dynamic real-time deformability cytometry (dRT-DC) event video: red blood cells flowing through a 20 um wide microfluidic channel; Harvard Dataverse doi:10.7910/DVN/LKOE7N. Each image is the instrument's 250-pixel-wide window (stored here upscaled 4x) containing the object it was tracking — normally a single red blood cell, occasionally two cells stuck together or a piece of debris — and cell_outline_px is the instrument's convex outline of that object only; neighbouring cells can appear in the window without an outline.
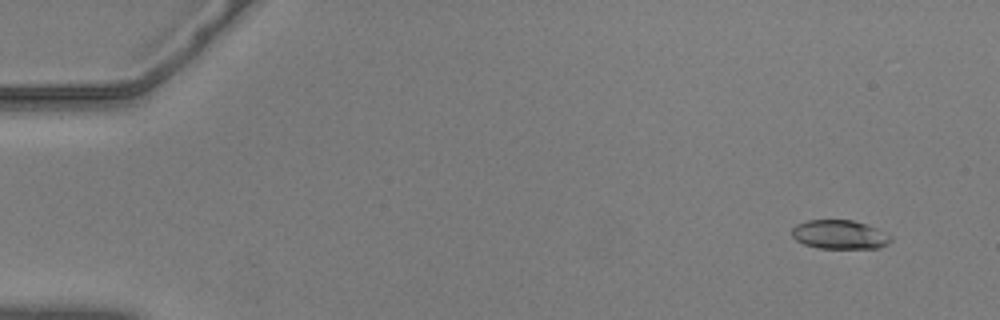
{"species": "common noctule bat (a hibernating species)", "species_latin": "Nyctalus noctula", "temperature_condition": "warm", "stored_images_in_passage": 58, "camera_frame_rate_fps": 3000, "um_per_image_px": 0.085, "animal": {"sex": "male", "body_mass_g": 20.5, "forearm_length_mm": 52.5}, "frame": {"image": 1, "passage_image": 5, "time_ms": 1.333, "image_size_px": [1000, 320], "cell_outline_px": [[892, 240], [888, 244], [880, 248], [816, 248], [804, 244], [796, 240], [792, 236], [792, 228], [796, 224], [808, 220], [852, 220], [876, 228], [892, 236]], "centroid_in_image_um": [71.36, 19.95], "position_along_channel_um": 13.6, "area_um2": 16.7}}
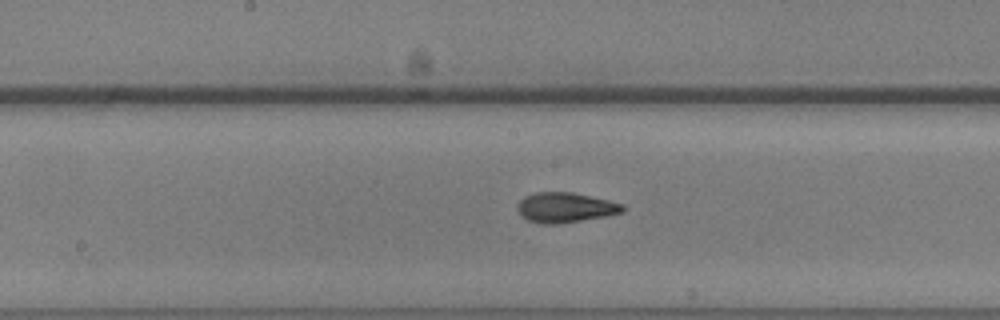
{"frame": {"image": 2, "passage_image": 31, "time_ms": 10.0, "image_size_px": [1000, 320], "cell_outline_px": [[624, 212], [608, 216], [556, 224], [540, 224], [528, 220], [520, 216], [516, 208], [516, 204], [524, 196], [536, 192], [572, 192], [608, 200], [624, 204]], "centroid_in_image_um": [48.02, 17.64], "position_along_channel_um": 200.2, "area_um2": 18.61}}
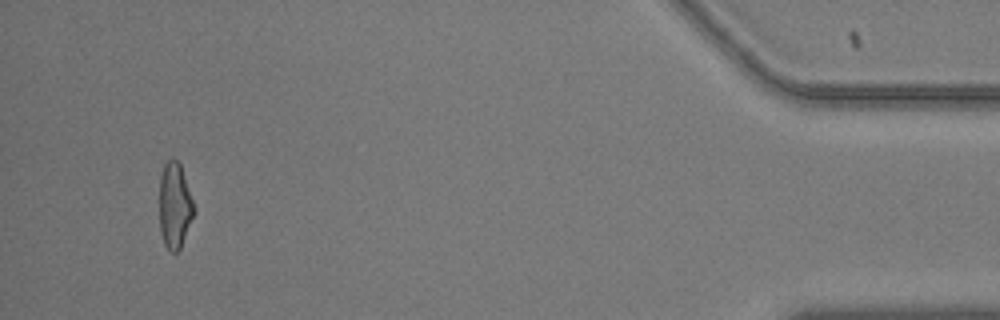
{"frame": {"image": 3, "passage_image": 55, "time_ms": 18.0, "image_size_px": [1000, 320], "cell_outline_px": [[196, 212], [180, 248], [176, 252], [172, 252], [164, 244], [160, 232], [160, 176], [164, 164], [172, 156], [180, 164], [196, 208]], "centroid_in_image_um": [14.87, 17.46], "position_along_channel_um": 420.3, "area_um2": 17.4}, "authors_computed_cell_mechanics": {"area_um2": 17.7157, "velocity_mm_per_s": 3.6393, "shape_relaxation_time_tau1_ms": 4.9234, "shape_relaxation_time_tau2_ms": 1.3487, "deformation_change_tau1": 0.2013, "deformation_change_tau2": 0.0667}}